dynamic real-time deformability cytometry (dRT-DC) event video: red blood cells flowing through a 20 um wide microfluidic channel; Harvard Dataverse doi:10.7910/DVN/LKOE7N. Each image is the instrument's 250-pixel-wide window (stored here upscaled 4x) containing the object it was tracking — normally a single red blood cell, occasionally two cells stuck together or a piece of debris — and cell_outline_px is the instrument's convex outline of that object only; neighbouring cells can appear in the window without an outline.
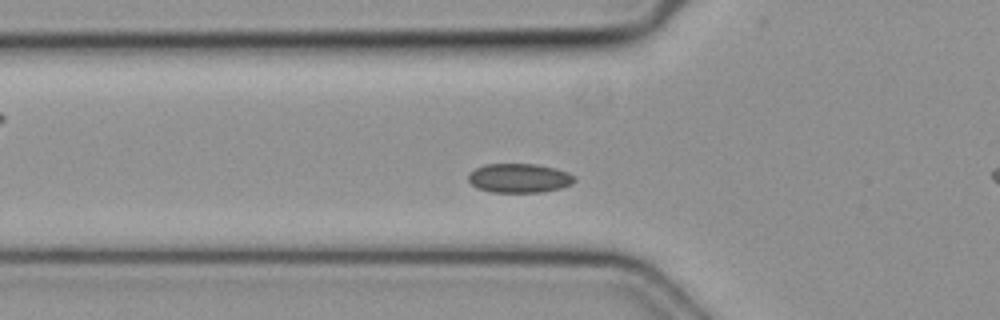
{"species": "common noctule bat (a hibernating species)", "species_latin": "Nyctalus noctula", "temperature_condition": "cold", "stored_images_in_passage": 45, "camera_frame_rate_fps": 3000, "um_per_image_px": 0.085, "animal": {"sex": "female", "body_mass_g": 19.3, "forearm_length_mm": 54.1}, "frame": {"image": 1, "passage_image": 11, "time_ms": 3.333, "image_size_px": [1000, 320], "cell_outline_px": [[576, 180], [572, 184], [560, 188], [544, 192], [492, 192], [476, 188], [468, 180], [468, 176], [476, 168], [484, 164], [536, 164], [556, 168], [568, 172]], "centroid_in_image_um": [44.14, 15.14], "position_along_channel_um": 81.7, "area_um2": 18.03}}
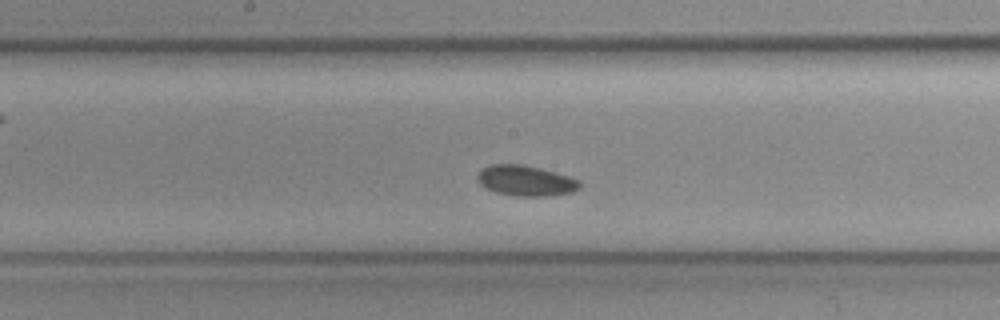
{"frame": {"image": 2, "passage_image": 20, "time_ms": 6.333, "image_size_px": [1000, 320], "cell_outline_px": [[580, 188], [572, 192], [544, 196], [516, 196], [496, 192], [480, 184], [476, 180], [476, 176], [480, 168], [488, 164], [524, 164], [540, 168], [568, 176], [580, 180]], "centroid_in_image_um": [44.64, 15.34], "position_along_channel_um": 203.6, "area_um2": 18.26}}
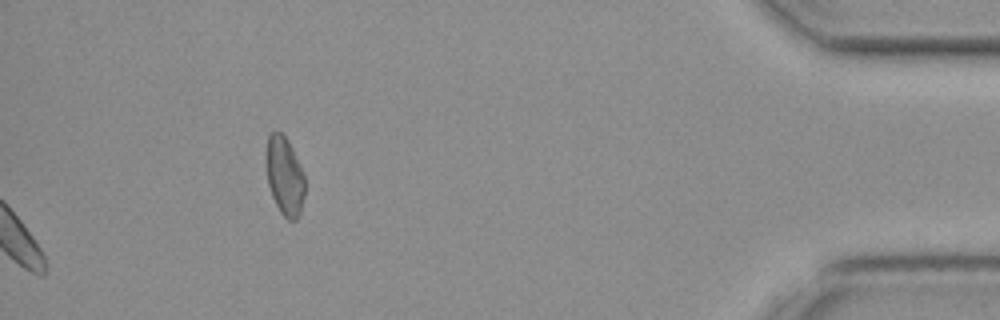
{"frame": {"image": 3, "passage_image": 45, "time_ms": 14.667, "image_size_px": [1000, 320], "cell_outline_px": [[304, 196], [300, 212], [296, 220], [288, 220], [280, 212], [272, 196], [268, 184], [264, 160], [264, 156], [268, 136], [272, 132], [280, 132], [288, 140], [304, 172]], "centroid_in_image_um": [24.17, 14.94], "position_along_channel_um": 411.0, "area_um2": 17.98}}